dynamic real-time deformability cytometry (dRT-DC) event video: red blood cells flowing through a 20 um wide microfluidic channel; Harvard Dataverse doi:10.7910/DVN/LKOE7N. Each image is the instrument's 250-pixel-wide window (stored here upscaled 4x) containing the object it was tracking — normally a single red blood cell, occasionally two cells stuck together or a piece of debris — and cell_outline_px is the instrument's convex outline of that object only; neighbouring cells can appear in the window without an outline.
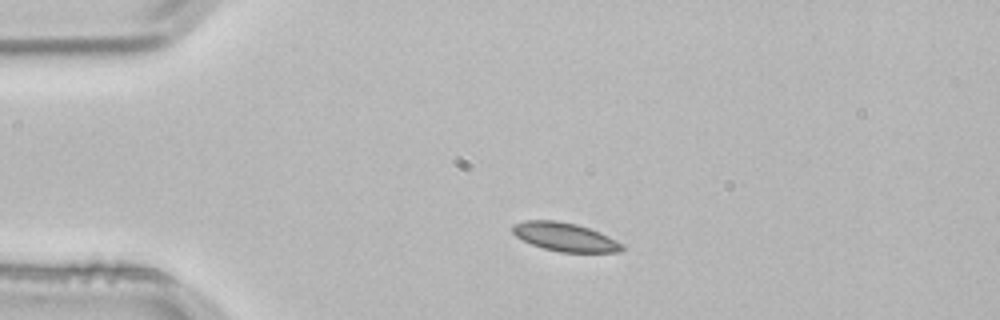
{"species": "common noctule bat (a hibernating species)", "species_latin": "Nyctalus noctula", "temperature_condition": "room temperature", "stored_images_in_passage": 2, "camera_frame_rate_fps": 3000, "um_per_image_px": 0.085, "animal": {"sex": "male", "body_mass_g": 21.5, "forearm_length_mm": 52.0}, "frame": {"image": 1, "passage_image": 1, "time_ms": 0.0, "image_size_px": [1000, 320], "cell_outline_px": [[624, 252], [560, 252], [544, 248], [532, 244], [516, 236], [512, 232], [512, 224], [524, 220], [556, 220], [576, 224], [600, 232], [624, 244]], "centroid_in_image_um": [48.03, 20.14], "position_along_channel_um": 37.0, "area_um2": 18.26}}